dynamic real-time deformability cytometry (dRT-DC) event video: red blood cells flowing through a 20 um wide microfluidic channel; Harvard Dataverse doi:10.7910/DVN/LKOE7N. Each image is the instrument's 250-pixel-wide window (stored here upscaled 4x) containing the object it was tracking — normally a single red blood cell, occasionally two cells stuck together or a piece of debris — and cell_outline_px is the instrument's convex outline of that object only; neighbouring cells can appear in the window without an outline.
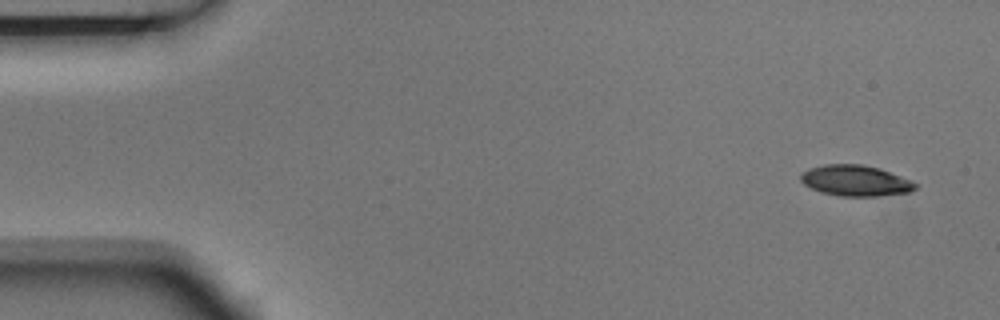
{"species": "Egyptian fruit bat (a non-hibernating species)", "species_latin": "Rousettus aegyptiacus", "temperature_condition": "room temperature", "stored_images_in_passage": 14, "camera_frame_rate_fps": 3000, "um_per_image_px": 0.085, "animal": {"sex": "male"}, "frame": {"image": 1, "passage_image": 1, "time_ms": 0.0, "image_size_px": [1000, 320], "cell_outline_px": [[916, 188], [908, 192], [880, 196], [840, 196], [820, 192], [804, 184], [800, 180], [800, 172], [824, 164], [860, 164], [880, 168], [900, 176], [916, 184]], "centroid_in_image_um": [72.67, 15.35], "position_along_channel_um": 12.3, "area_um2": 20.46}}
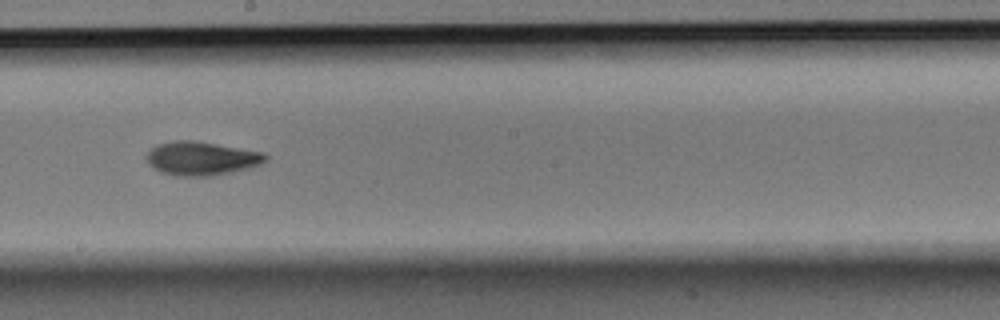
{"frame": {"image": 2, "passage_image": 8, "time_ms": 2.333, "image_size_px": [1000, 320], "cell_outline_px": [[268, 160], [260, 164], [248, 168], [232, 172], [212, 176], [176, 176], [160, 172], [148, 164], [144, 156], [156, 144], [176, 140], [196, 140], [264, 152], [268, 156]], "centroid_in_image_um": [17.11, 13.46], "position_along_channel_um": 231.1, "area_um2": 23.7}}
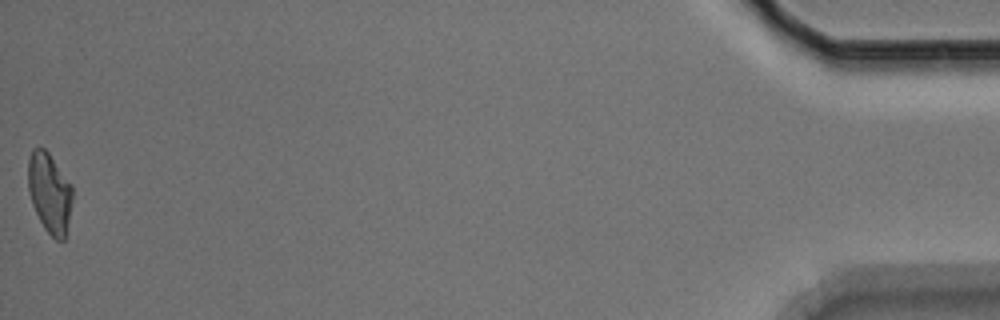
{"frame": {"image": 3, "passage_image": 14, "time_ms": 4.333, "image_size_px": [1000, 320], "cell_outline_px": [[72, 200], [64, 240], [56, 240], [44, 228], [32, 204], [28, 188], [28, 160], [32, 148], [44, 148], [48, 152], [72, 184]], "centroid_in_image_um": [4.21, 16.36], "position_along_channel_um": 431.0, "area_um2": 20.52}}